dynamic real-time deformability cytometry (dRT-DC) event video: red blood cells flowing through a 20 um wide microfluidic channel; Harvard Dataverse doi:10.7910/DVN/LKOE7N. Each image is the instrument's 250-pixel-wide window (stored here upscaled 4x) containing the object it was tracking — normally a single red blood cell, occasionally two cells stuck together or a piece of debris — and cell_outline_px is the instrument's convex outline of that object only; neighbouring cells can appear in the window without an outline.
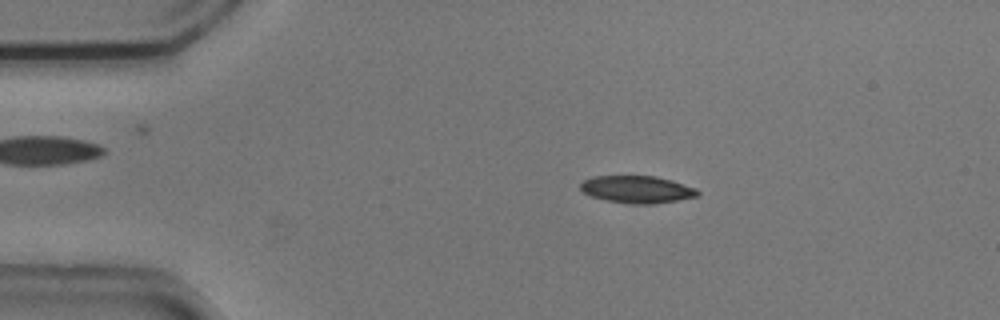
{"species": "common noctule bat (a hibernating species)", "species_latin": "Nyctalus noctula", "temperature_condition": "cold", "stored_images_in_passage": 53, "camera_frame_rate_fps": 3000, "um_per_image_px": 0.085, "animal": {"sex": "male", "body_mass_g": 20.5, "forearm_length_mm": 52.5}, "frame": {"image": 1, "passage_image": 9, "time_ms": 2.667, "image_size_px": [1000, 320], "cell_outline_px": [[700, 192], [696, 196], [676, 200], [652, 204], [636, 204], [604, 200], [592, 196], [584, 192], [580, 188], [580, 184], [584, 180], [592, 176], [656, 176], [672, 180], [696, 188]], "centroid_in_image_um": [54.14, 16.09], "position_along_channel_um": 30.9, "area_um2": 18.5}}
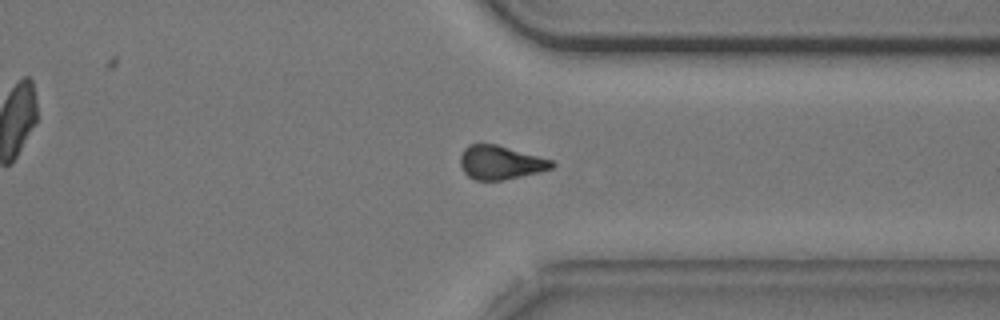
{"frame": {"image": 2, "passage_image": 40, "time_ms": 13.0, "image_size_px": [1000, 320], "cell_outline_px": [[556, 164], [552, 168], [540, 172], [504, 180], [476, 180], [468, 176], [464, 172], [460, 164], [460, 156], [464, 148], [468, 144], [496, 144], [552, 160]], "centroid_in_image_um": [42.53, 13.82], "position_along_channel_um": 368.9, "area_um2": 17.98}}
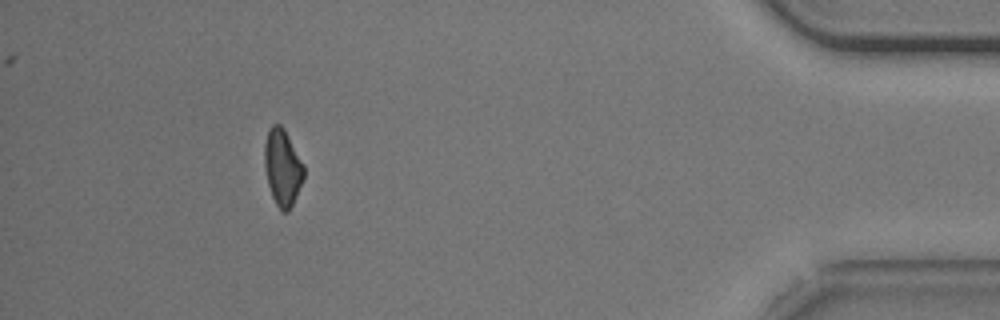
{"frame": {"image": 3, "passage_image": 48, "time_ms": 15.667, "image_size_px": [1000, 320], "cell_outline_px": [[304, 176], [296, 196], [288, 212], [280, 212], [272, 196], [268, 184], [264, 168], [264, 144], [268, 128], [272, 124], [280, 124], [284, 128], [304, 164]], "centroid_in_image_um": [24.0, 14.21], "position_along_channel_um": 411.2, "area_um2": 17.69}, "authors_computed_cell_mechanics": {"area_um2": 18.7272, "velocity_mm_per_s": 3.7354, "shape_relaxation_time_tau1_ms": 7.3694, "shape_relaxation_time_tau2_ms": null, "deformation_change_tau1": 0.1555, "deformation_change_tau2": null}}